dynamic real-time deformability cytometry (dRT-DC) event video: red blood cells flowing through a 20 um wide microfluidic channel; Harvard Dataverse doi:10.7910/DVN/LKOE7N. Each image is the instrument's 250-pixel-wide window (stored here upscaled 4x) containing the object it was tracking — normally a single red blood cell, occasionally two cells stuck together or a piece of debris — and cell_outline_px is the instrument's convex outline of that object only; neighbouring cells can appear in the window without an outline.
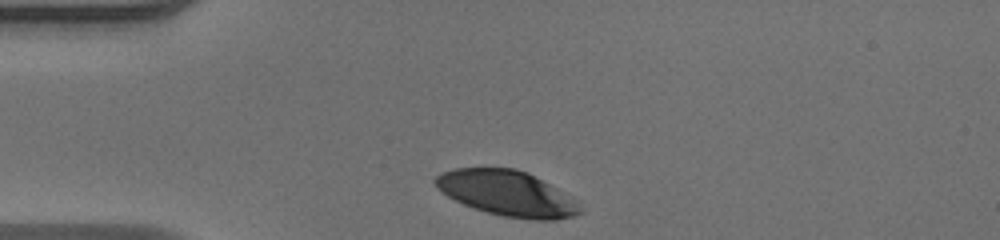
{"species": "human", "species_latin": "Homo sapiens", "temperature_condition": "warm", "stored_images_in_passage": 31, "camera_frame_rate_fps": 3000, "um_per_image_px": 0.085, "donor": {"sex": "male"}, "frame": {"image": 1, "passage_image": 1, "time_ms": 0.0, "image_size_px": [1000, 240], "cell_outline_px": [[584, 212], [576, 216], [556, 220], [532, 220], [504, 216], [472, 208], [448, 196], [436, 188], [432, 180], [440, 172], [456, 168], [516, 168], [528, 172], [580, 200]], "centroid_in_image_um": [43.17, 16.44], "position_along_channel_um": 41.8, "area_um2": 38.9}}
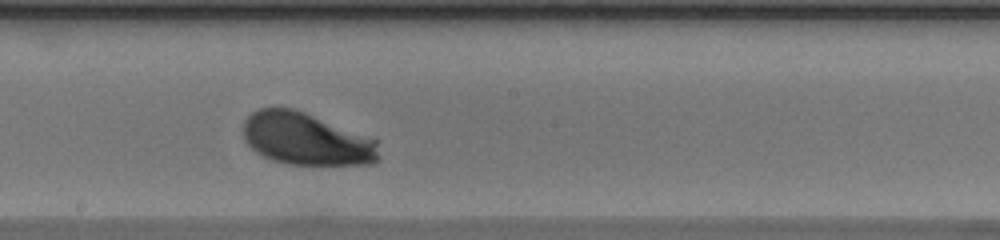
{"frame": {"image": 2, "passage_image": 17, "time_ms": 5.333, "image_size_px": [1000, 240], "cell_outline_px": [[380, 160], [372, 164], [288, 164], [272, 160], [256, 152], [244, 140], [244, 120], [252, 112], [260, 108], [292, 108], [304, 112], [376, 140], [380, 156]], "centroid_in_image_um": [26.01, 11.83], "position_along_channel_um": 222.2, "area_um2": 40.92}}
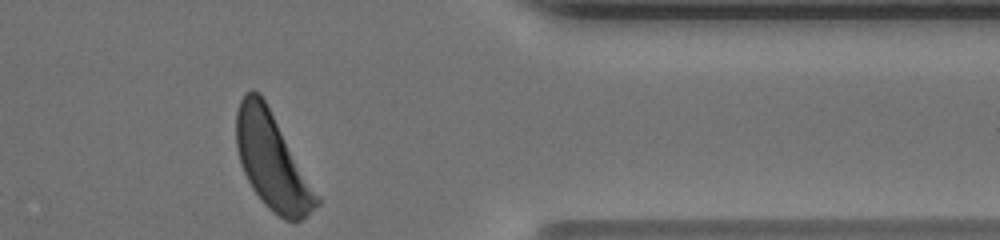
{"frame": {"image": 3, "passage_image": 31, "time_ms": 10.0, "image_size_px": [1000, 240], "cell_outline_px": [[320, 204], [300, 220], [292, 224], [284, 220], [268, 208], [264, 204], [252, 188], [240, 164], [236, 148], [236, 112], [240, 100], [252, 88], [260, 92], [320, 200]], "centroid_in_image_um": [23.08, 13.72], "position_along_channel_um": 388.3, "area_um2": 44.04}, "authors_computed_cell_mechanics": {"area_um2": 42.0206, "velocity_mm_per_s": 3.914, "shape_relaxation_time_tau1_ms": 1.8451, "shape_relaxation_time_tau2_ms": null, "deformation_change_tau1": 0.1414, "deformation_change_tau2": null}}